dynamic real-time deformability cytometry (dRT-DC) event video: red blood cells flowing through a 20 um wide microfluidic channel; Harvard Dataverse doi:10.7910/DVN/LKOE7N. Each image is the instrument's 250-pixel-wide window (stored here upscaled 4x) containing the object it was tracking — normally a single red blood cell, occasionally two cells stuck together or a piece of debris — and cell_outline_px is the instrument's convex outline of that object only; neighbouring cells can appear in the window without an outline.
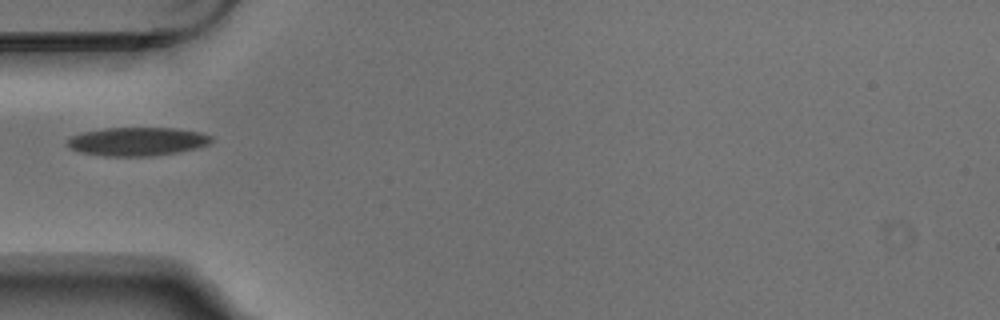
{"species": "Egyptian fruit bat (a non-hibernating species)", "species_latin": "Rousettus aegyptiacus", "temperature_condition": "warm", "stored_images_in_passage": 5, "camera_frame_rate_fps": 3000, "um_per_image_px": 0.085, "animal": {"sex": "male"}, "frame": {"image": 1, "passage_image": 5, "time_ms": 1.333, "image_size_px": [1000, 320], "cell_outline_px": [[212, 140], [208, 144], [196, 148], [176, 152], [148, 156], [104, 156], [80, 152], [68, 148], [64, 144], [72, 136], [84, 132], [104, 128], [176, 128], [200, 132], [212, 136]], "centroid_in_image_um": [11.63, 12.02], "position_along_channel_um": 73.4, "area_um2": 23.87}}